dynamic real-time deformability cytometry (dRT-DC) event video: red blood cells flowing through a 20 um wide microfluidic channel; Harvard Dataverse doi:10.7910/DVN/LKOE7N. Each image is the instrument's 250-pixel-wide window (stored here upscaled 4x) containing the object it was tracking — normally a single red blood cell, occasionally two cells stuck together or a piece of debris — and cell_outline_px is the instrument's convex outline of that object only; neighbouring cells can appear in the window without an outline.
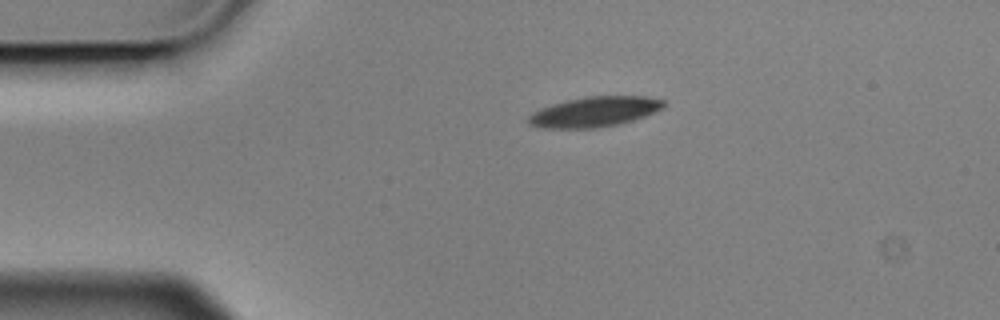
{"species": "Egyptian fruit bat (a non-hibernating species)", "species_latin": "Rousettus aegyptiacus", "temperature_condition": "cold", "stored_images_in_passage": 10, "camera_frame_rate_fps": 3000, "um_per_image_px": 0.085, "animal": {"sex": "male"}, "frame": {"image": 1, "passage_image": 1, "time_ms": 0.0, "image_size_px": [1000, 320], "cell_outline_px": [[664, 108], [644, 116], [620, 124], [596, 128], [536, 128], [528, 124], [528, 116], [532, 112], [540, 108], [552, 104], [568, 100], [588, 96], [644, 96], [664, 100]], "centroid_in_image_um": [50.5, 9.51], "position_along_channel_um": 34.5, "area_um2": 23.81}}
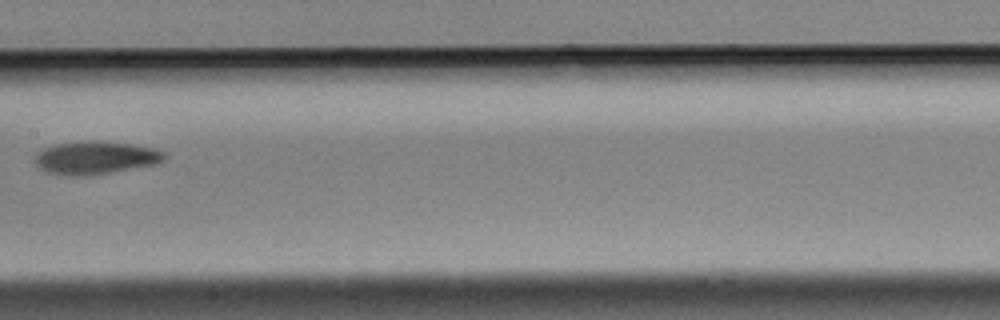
{"frame": {"image": 2, "passage_image": 5, "time_ms": 1.333, "image_size_px": [1000, 320], "cell_outline_px": [[168, 156], [164, 160], [156, 164], [88, 176], [76, 176], [48, 172], [40, 168], [36, 164], [36, 156], [44, 148], [56, 144], [88, 140], [96, 140], [136, 144], [152, 148], [164, 152]], "centroid_in_image_um": [8.17, 13.39], "position_along_channel_um": 199.2, "area_um2": 24.8}}
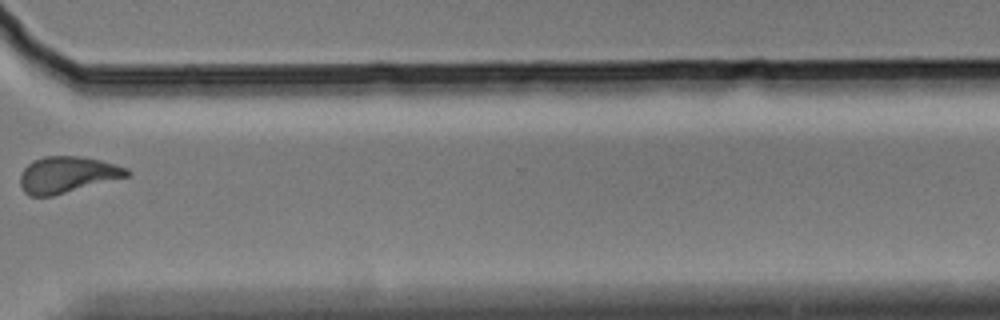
{"frame": {"image": 3, "passage_image": 9, "time_ms": 2.667, "image_size_px": [1000, 320], "cell_outline_px": [[132, 172], [128, 176], [52, 196], [28, 196], [24, 192], [20, 184], [20, 172], [32, 160], [44, 156], [80, 156], [100, 160], [116, 164], [128, 168]], "centroid_in_image_um": [5.7, 14.84], "position_along_channel_um": 364.9, "area_um2": 22.66}}